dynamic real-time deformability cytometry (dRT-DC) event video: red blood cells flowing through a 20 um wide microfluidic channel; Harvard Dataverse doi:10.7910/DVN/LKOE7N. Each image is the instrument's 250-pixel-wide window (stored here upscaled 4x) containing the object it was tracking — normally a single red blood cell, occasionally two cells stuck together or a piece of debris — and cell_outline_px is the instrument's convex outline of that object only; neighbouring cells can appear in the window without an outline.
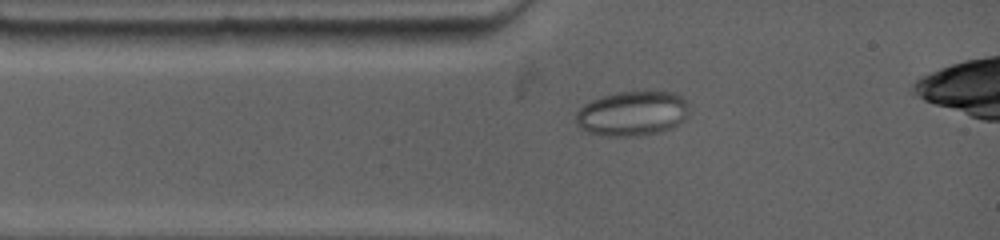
{"species": "common noctule bat (a hibernating species)", "species_latin": "Nyctalus noctula", "temperature_condition": "warm", "stored_images_in_passage": 4, "camera_frame_rate_fps": 4500, "um_per_image_px": 0.085, "animal": {"sex": "female", "body_mass_g": 19.0, "forearm_length_mm": 53.3}, "frame": {"image": 1, "passage_image": 4, "time_ms": 0.889, "image_size_px": [1000, 240], "cell_outline_px": [[688, 116], [680, 124], [664, 132], [644, 136], [604, 136], [588, 132], [580, 128], [572, 120], [576, 112], [584, 104], [600, 96], [616, 92], [676, 92], [688, 100]], "centroid_in_image_um": [53.75, 9.66], "position_along_channel_um": 31.2, "area_um2": 30.35}}